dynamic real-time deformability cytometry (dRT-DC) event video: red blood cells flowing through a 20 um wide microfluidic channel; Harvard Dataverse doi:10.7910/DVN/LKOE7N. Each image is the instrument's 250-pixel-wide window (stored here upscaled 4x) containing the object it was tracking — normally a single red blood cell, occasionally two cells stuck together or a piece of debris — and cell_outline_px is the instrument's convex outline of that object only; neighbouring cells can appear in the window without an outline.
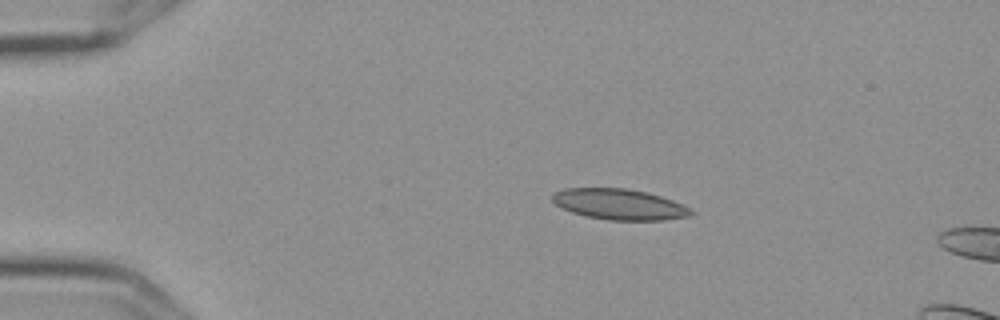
{"species": "Egyptian fruit bat (a non-hibernating species)", "species_latin": "Rousettus aegyptiacus", "temperature_condition": "cold", "stored_images_in_passage": 4, "camera_frame_rate_fps": 3000, "um_per_image_px": 0.085, "frame": {"image": 1, "passage_image": 2, "time_ms": 0.333, "image_size_px": [1000, 320], "cell_outline_px": [[696, 212], [688, 216], [664, 220], [608, 220], [584, 216], [572, 212], [556, 204], [552, 200], [552, 192], [564, 188], [628, 188], [648, 192], [672, 200], [692, 208]], "centroid_in_image_um": [52.65, 17.36], "position_along_channel_um": 32.3, "area_um2": 25.03}}